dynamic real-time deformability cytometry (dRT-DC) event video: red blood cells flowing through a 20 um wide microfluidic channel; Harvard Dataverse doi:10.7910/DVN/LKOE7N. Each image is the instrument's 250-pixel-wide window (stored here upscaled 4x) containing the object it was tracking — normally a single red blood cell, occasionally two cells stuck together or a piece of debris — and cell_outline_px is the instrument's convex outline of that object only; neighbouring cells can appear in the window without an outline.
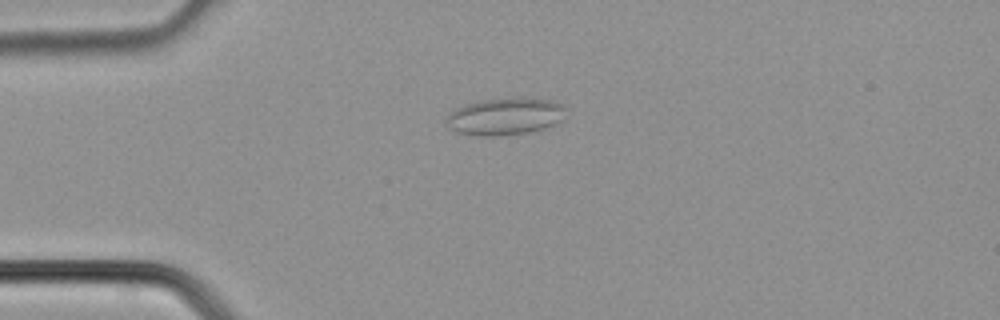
{"species": "common noctule bat (a hibernating species)", "species_latin": "Nyctalus noctula", "temperature_condition": "cold", "stored_images_in_passage": 37, "camera_frame_rate_fps": 3000, "um_per_image_px": 0.085, "animal": {"sex": "male", "body_mass_g": 21.5, "forearm_length_mm": 52.0}, "frame": {"image": 1, "passage_image": 9, "time_ms": 2.667, "image_size_px": [1000, 320], "cell_outline_px": [[564, 120], [556, 124], [544, 128], [528, 132], [500, 136], [476, 136], [456, 132], [448, 124], [448, 116], [456, 108], [480, 100], [552, 100], [564, 104]], "centroid_in_image_um": [42.96, 9.94], "position_along_channel_um": 42.0, "area_um2": 25.09}}
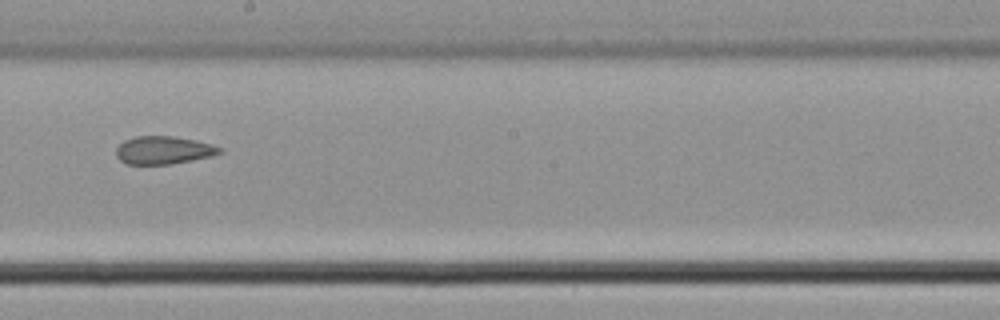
{"frame": {"image": 2, "passage_image": 21, "time_ms": 6.667, "image_size_px": [1000, 320], "cell_outline_px": [[224, 152], [212, 156], [192, 160], [168, 164], [128, 164], [120, 160], [116, 156], [116, 148], [124, 140], [136, 136], [172, 136], [196, 140], [212, 144], [220, 148]], "centroid_in_image_um": [13.9, 12.76], "position_along_channel_um": 234.3, "area_um2": 16.82}}
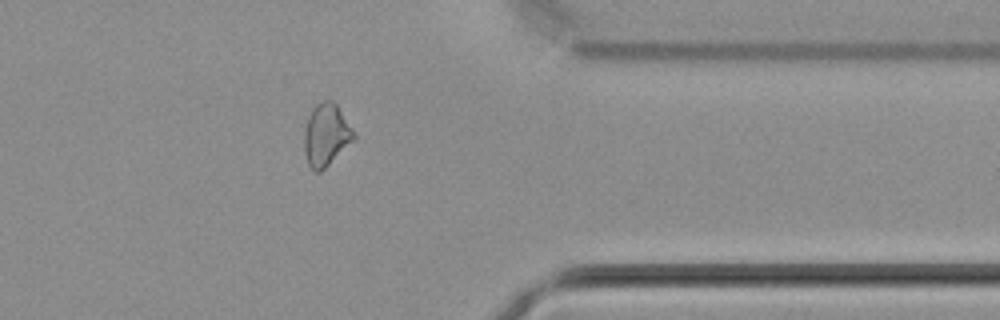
{"frame": {"image": 3, "passage_image": 30, "time_ms": 9.667, "image_size_px": [1000, 320], "cell_outline_px": [[356, 140], [320, 172], [316, 172], [308, 164], [304, 152], [304, 132], [308, 116], [312, 108], [316, 104], [324, 100], [332, 100], [336, 104], [352, 128], [356, 136]], "centroid_in_image_um": [27.73, 11.47], "position_along_channel_um": 383.7, "area_um2": 18.09}}